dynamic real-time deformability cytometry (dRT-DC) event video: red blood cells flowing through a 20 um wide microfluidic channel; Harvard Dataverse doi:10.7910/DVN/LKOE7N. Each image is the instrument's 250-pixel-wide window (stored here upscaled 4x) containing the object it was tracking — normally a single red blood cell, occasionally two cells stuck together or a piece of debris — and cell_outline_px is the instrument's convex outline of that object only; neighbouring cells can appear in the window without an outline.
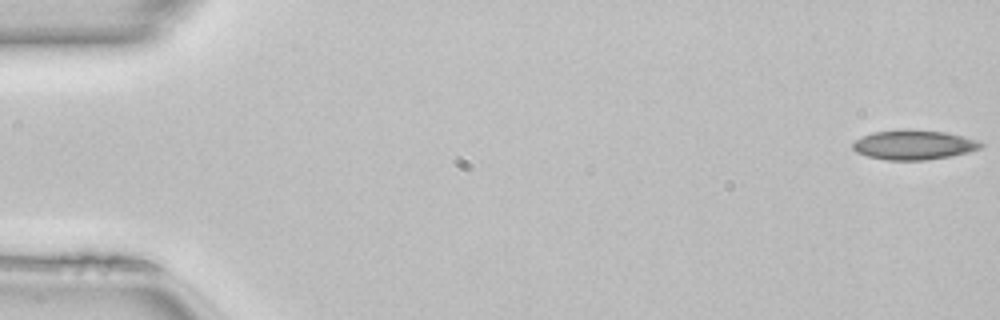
{"species": "common noctule bat (a hibernating species)", "species_latin": "Nyctalus noctula", "temperature_condition": "room temperature", "stored_images_in_passage": 50, "camera_frame_rate_fps": 3000, "um_per_image_px": 0.085, "animal": {"sex": "female", "body_mass_g": 22.7, "forearm_length_mm": 54.2}, "frame": {"image": 1, "passage_image": 1, "time_ms": 0.0, "image_size_px": [1000, 320], "cell_outline_px": [[984, 144], [980, 148], [968, 152], [952, 156], [924, 160], [888, 160], [868, 156], [856, 152], [852, 148], [852, 144], [856, 140], [872, 132], [900, 128], [912, 128], [944, 132], [976, 140]], "centroid_in_image_um": [77.64, 12.29], "position_along_channel_um": 7.4, "area_um2": 22.2}}
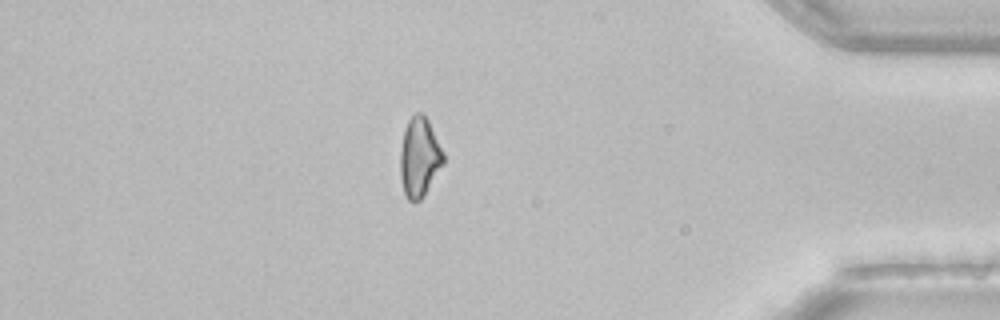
{"frame": {"image": 2, "passage_image": 43, "time_ms": 14.0, "image_size_px": [1000, 320], "cell_outline_px": [[444, 164], [424, 196], [420, 200], [408, 200], [404, 192], [400, 176], [400, 152], [404, 128], [408, 120], [416, 112], [420, 112], [428, 120], [444, 152]], "centroid_in_image_um": [35.65, 13.36], "position_along_channel_um": 399.5, "area_um2": 20.06}}
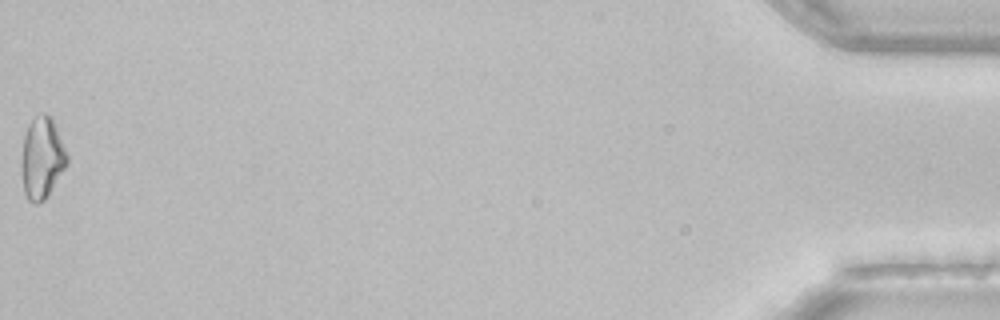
{"frame": {"image": 3, "passage_image": 50, "time_ms": 16.333, "image_size_px": [1000, 320], "cell_outline_px": [[68, 164], [48, 196], [44, 200], [36, 204], [28, 200], [24, 192], [20, 164], [20, 156], [24, 136], [28, 124], [36, 116], [44, 112], [52, 116], [68, 156]], "centroid_in_image_um": [3.56, 13.43], "position_along_channel_um": 431.6, "area_um2": 22.08}}